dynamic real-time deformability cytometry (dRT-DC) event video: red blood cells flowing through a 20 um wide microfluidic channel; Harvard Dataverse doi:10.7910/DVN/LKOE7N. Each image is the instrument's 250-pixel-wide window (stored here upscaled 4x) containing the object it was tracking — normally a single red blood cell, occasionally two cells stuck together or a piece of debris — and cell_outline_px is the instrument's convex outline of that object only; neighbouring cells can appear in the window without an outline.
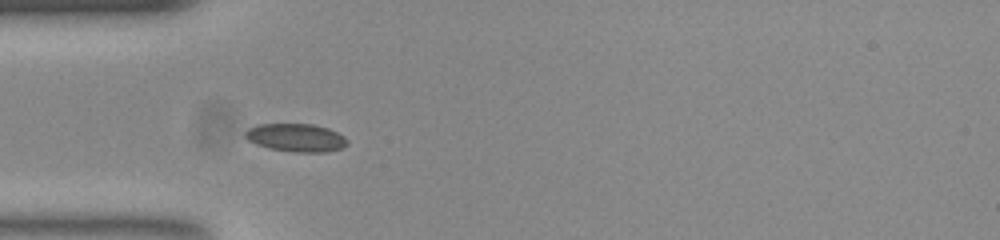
{"species": "common noctule bat (a hibernating species)", "species_latin": "Nyctalus noctula", "temperature_condition": "room temperature", "stored_images_in_passage": 38, "camera_frame_rate_fps": 3000, "um_per_image_px": 0.085, "animal": {"sex": "female", "body_mass_g": 23.0, "forearm_length_mm": 53.4}, "frame": {"image": 1, "passage_image": 1, "time_ms": 0.0, "image_size_px": [1000, 240], "cell_outline_px": [[348, 144], [340, 148], [324, 152], [296, 152], [268, 148], [256, 144], [248, 140], [244, 136], [244, 132], [248, 128], [256, 124], [312, 124], [328, 128], [344, 136], [348, 140]], "centroid_in_image_um": [25.13, 11.69], "position_along_channel_um": 59.9, "area_um2": 16.7}}
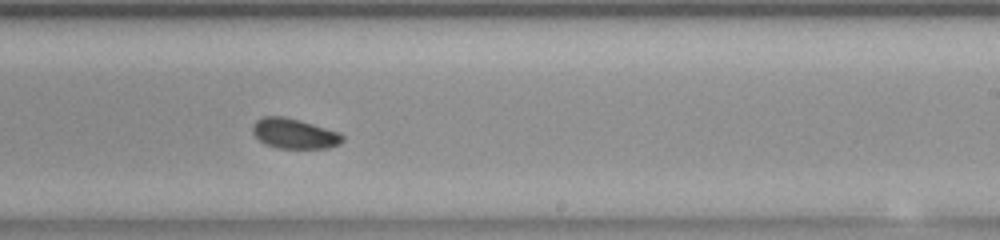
{"frame": {"image": 2, "passage_image": 17, "time_ms": 5.333, "image_size_px": [1000, 240], "cell_outline_px": [[344, 140], [340, 144], [328, 148], [276, 148], [264, 144], [252, 132], [252, 124], [256, 120], [264, 116], [284, 116], [300, 120], [340, 132], [344, 136]], "centroid_in_image_um": [25.02, 11.35], "position_along_channel_um": 264.0, "area_um2": 15.95}}
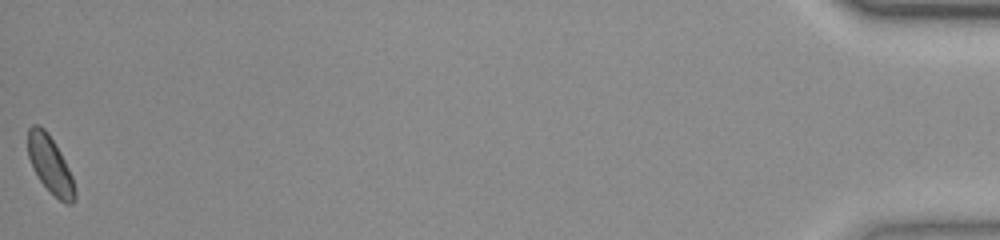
{"frame": {"image": 3, "passage_image": 38, "time_ms": 12.333, "image_size_px": [1000, 240], "cell_outline_px": [[76, 200], [72, 204], [64, 204], [40, 180], [32, 168], [28, 156], [28, 128], [32, 124], [36, 124], [44, 128], [48, 132], [60, 152], [72, 176], [76, 192]], "centroid_in_image_um": [4.27, 13.99], "position_along_channel_um": 430.9, "area_um2": 15.55}, "authors_computed_cell_mechanics": {"area_um2": 15.9239, "velocity_mm_per_s": 3.8661, "shape_relaxation_time_tau1_ms": 1.7135, "shape_relaxation_time_tau2_ms": 4.2817, "deformation_change_tau1": 0.0784, "deformation_change_tau2": 0.081}}